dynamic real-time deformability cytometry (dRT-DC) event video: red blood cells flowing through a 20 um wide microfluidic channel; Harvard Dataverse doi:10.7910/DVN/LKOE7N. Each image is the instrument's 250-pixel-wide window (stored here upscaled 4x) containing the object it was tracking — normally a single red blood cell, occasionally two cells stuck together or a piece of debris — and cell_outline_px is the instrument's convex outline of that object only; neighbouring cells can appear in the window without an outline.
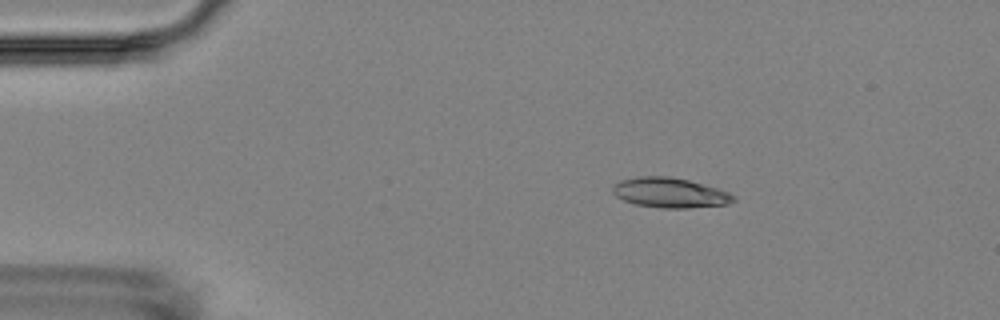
{"species": "Egyptian fruit bat (a non-hibernating species)", "species_latin": "Rousettus aegyptiacus", "temperature_condition": "room temperature", "stored_images_in_passage": 4, "camera_frame_rate_fps": 3000, "um_per_image_px": 0.085, "animal": {"sex": "female"}, "frame": {"image": 1, "passage_image": 2, "time_ms": 1.0, "image_size_px": [1000, 320], "cell_outline_px": [[736, 200], [728, 204], [688, 208], [664, 208], [636, 204], [624, 200], [616, 196], [612, 192], [612, 184], [620, 180], [636, 176], [668, 176], [688, 180], [704, 184], [728, 192], [736, 196]], "centroid_in_image_um": [56.93, 16.37], "position_along_channel_um": 28.1, "area_um2": 21.15}}
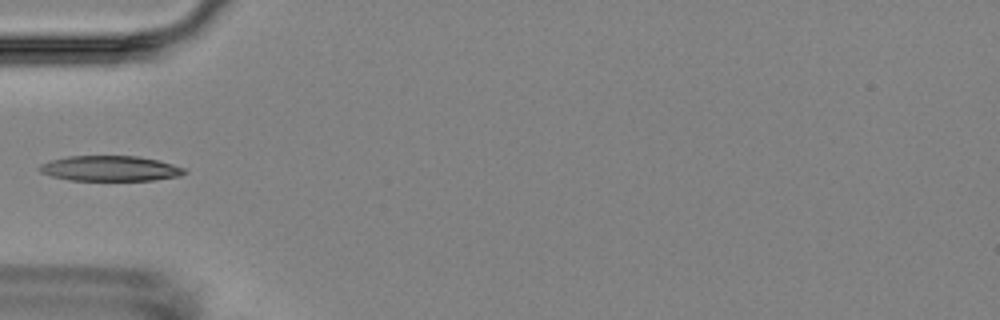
{"frame": {"image": 2, "passage_image": 4, "time_ms": 4.0, "image_size_px": [1000, 320], "cell_outline_px": [[188, 172], [180, 176], [152, 180], [68, 180], [52, 176], [40, 172], [36, 168], [40, 164], [48, 160], [68, 156], [140, 156], [160, 160], [184, 168]], "centroid_in_image_um": [9.34, 14.31], "position_along_channel_um": 75.7, "area_um2": 21.56}}